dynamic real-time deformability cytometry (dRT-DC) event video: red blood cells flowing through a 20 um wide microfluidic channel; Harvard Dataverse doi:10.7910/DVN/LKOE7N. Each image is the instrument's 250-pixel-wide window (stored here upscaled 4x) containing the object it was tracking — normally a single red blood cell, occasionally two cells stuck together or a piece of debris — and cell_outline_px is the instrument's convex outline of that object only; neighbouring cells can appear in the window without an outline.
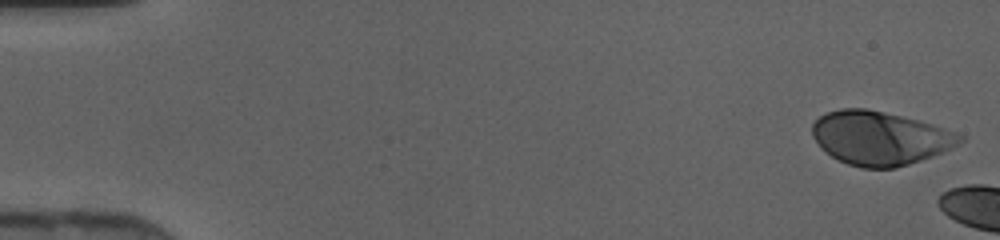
{"species": "human", "species_latin": "Homo sapiens", "temperature_condition": "cold", "stored_images_in_passage": 5, "camera_frame_rate_fps": 3000, "um_per_image_px": 0.085, "donor": {"sex": "female"}, "frame": {"image": 1, "passage_image": 1, "time_ms": 0.0, "image_size_px": [1000, 240], "cell_outline_px": [[964, 140], [960, 144], [932, 156], [896, 168], [860, 168], [848, 164], [832, 156], [820, 148], [812, 136], [812, 124], [820, 116], [828, 112], [840, 108], [864, 108], [884, 112], [916, 120], [944, 128], [964, 136]], "centroid_in_image_um": [74.76, 11.74], "position_along_channel_um": 10.2, "area_um2": 45.89}}